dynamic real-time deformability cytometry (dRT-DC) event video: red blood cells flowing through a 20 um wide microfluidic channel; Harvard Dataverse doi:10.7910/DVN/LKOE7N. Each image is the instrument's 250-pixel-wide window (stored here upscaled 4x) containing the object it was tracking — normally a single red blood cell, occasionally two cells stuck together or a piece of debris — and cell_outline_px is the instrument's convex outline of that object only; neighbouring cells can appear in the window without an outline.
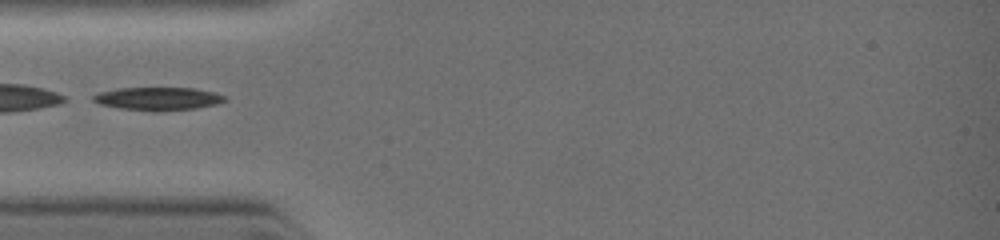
{"species": "common noctule bat (a hibernating species)", "species_latin": "Nyctalus noctula", "temperature_condition": "warm", "stored_images_in_passage": 2, "camera_frame_rate_fps": 3000, "um_per_image_px": 0.085, "animal": {"sex": "female", "body_mass_g": 19.0, "forearm_length_mm": 51.5}, "frame": {"image": 1, "passage_image": 1, "time_ms": 0.0, "image_size_px": [1000, 240], "cell_outline_px": [[228, 100], [216, 104], [196, 108], [120, 108], [100, 104], [92, 100], [92, 96], [100, 92], [116, 88], [196, 88], [212, 92], [224, 96]], "centroid_in_image_um": [13.42, 8.33], "position_along_channel_um": 71.6, "area_um2": 16.59}}